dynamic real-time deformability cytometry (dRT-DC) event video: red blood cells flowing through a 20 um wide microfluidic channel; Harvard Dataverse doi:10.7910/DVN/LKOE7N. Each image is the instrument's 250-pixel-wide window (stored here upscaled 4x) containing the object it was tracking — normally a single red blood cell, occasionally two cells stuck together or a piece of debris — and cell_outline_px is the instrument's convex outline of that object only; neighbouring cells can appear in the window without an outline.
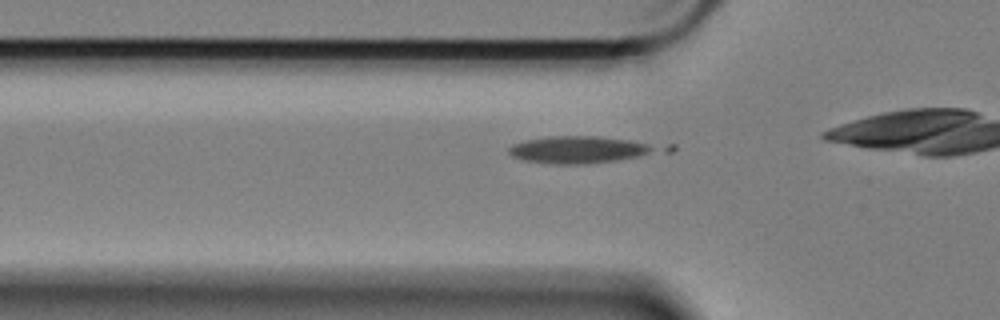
{"species": "Egyptian fruit bat (a non-hibernating species)", "species_latin": "Rousettus aegyptiacus", "temperature_condition": "cold", "stored_images_in_passage": 20, "camera_frame_rate_fps": 3000, "um_per_image_px": 0.085, "animal": {"sex": "female"}, "frame": {"image": 1, "passage_image": 10, "time_ms": 3.0, "image_size_px": [1000, 320], "cell_outline_px": [[676, 148], [672, 152], [620, 160], [584, 164], [552, 164], [524, 160], [512, 156], [508, 152], [508, 148], [512, 144], [528, 140], [548, 136], [600, 136], [676, 144]], "centroid_in_image_um": [49.76, 12.71], "position_along_channel_um": 76.0, "area_um2": 25.37}}
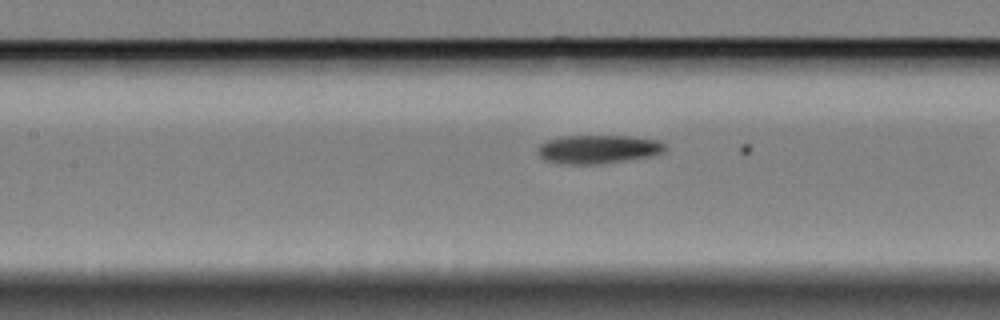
{"frame": {"image": 2, "passage_image": 17, "time_ms": 5.333, "image_size_px": [1000, 320], "cell_outline_px": [[668, 148], [664, 152], [652, 156], [592, 164], [568, 164], [544, 160], [540, 156], [540, 144], [548, 140], [560, 136], [628, 136], [660, 140]], "centroid_in_image_um": [50.89, 12.67], "position_along_channel_um": 156.5, "area_um2": 20.92}}